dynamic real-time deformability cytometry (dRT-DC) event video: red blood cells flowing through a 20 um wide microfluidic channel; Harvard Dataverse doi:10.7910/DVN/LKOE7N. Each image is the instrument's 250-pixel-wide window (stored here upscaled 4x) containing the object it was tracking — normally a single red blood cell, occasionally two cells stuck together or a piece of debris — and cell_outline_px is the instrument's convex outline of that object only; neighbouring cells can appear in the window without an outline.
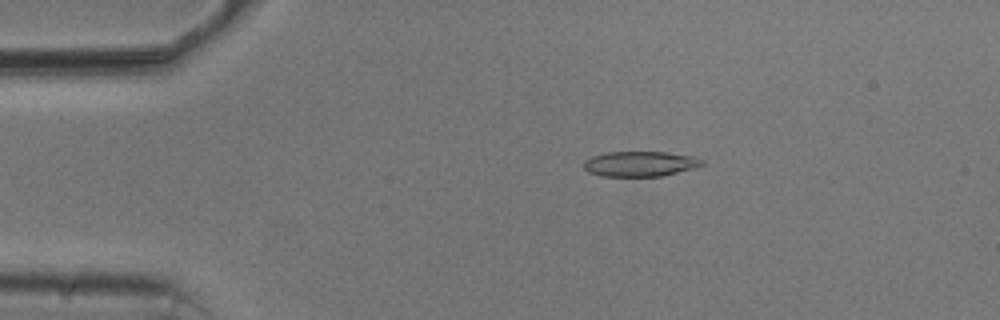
{"species": "common noctule bat (a hibernating species)", "species_latin": "Nyctalus noctula", "temperature_condition": "cold", "stored_images_in_passage": 17, "camera_frame_rate_fps": 3000, "um_per_image_px": 0.085, "animal": {"sex": "male", "body_mass_g": 20.5, "forearm_length_mm": 52.5}, "frame": {"image": 1, "passage_image": 10, "time_ms": 3.0, "image_size_px": [1000, 320], "cell_outline_px": [[684, 168], [672, 172], [656, 176], [616, 176], [596, 172], [604, 156], [620, 152], [656, 152], [676, 156]], "centroid_in_image_um": [54.32, 13.96], "position_along_channel_um": 30.7, "area_um2": 12.43}}